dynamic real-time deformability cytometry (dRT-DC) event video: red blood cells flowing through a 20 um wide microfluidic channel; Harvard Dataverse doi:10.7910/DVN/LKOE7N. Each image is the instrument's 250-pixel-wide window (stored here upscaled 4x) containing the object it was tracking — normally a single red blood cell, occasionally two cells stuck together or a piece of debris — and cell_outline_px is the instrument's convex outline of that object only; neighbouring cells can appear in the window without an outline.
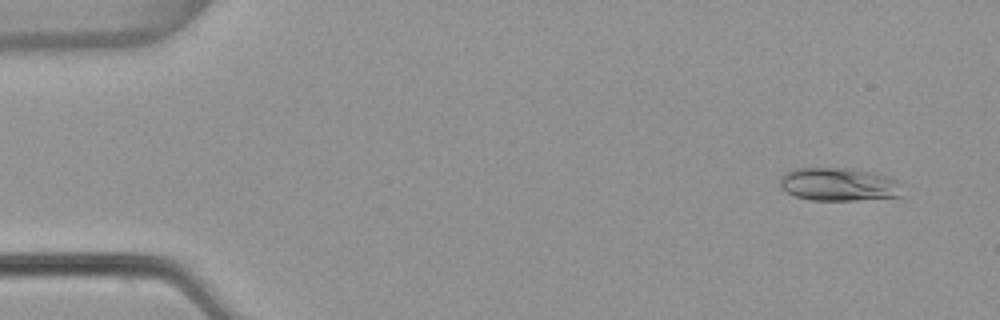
{"species": "common noctule bat (a hibernating species)", "species_latin": "Nyctalus noctula", "temperature_condition": "warm", "stored_images_in_passage": 53, "camera_frame_rate_fps": 3000, "um_per_image_px": 0.085, "animal": {"sex": "female", "body_mass_g": 22.7, "forearm_length_mm": 54.2}, "frame": {"image": 1, "passage_image": 4, "time_ms": 1.0, "image_size_px": [1000, 320], "cell_outline_px": [[900, 196], [856, 200], [812, 200], [796, 196], [780, 188], [780, 176], [784, 172], [792, 168], [852, 168], [892, 176], [900, 180]], "centroid_in_image_um": [71.29, 15.65], "position_along_channel_um": 13.7, "area_um2": 23.93}}
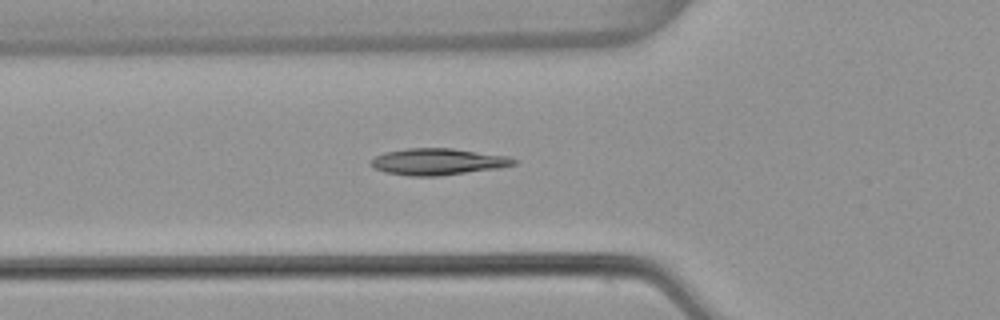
{"frame": {"image": 2, "passage_image": 19, "time_ms": 6.0, "image_size_px": [1000, 320], "cell_outline_px": [[520, 160], [516, 164], [500, 168], [440, 176], [408, 176], [384, 172], [372, 168], [368, 164], [376, 156], [384, 152], [408, 148], [452, 148], [508, 156]], "centroid_in_image_um": [37.22, 13.75], "position_along_channel_um": 88.6, "area_um2": 22.43}}
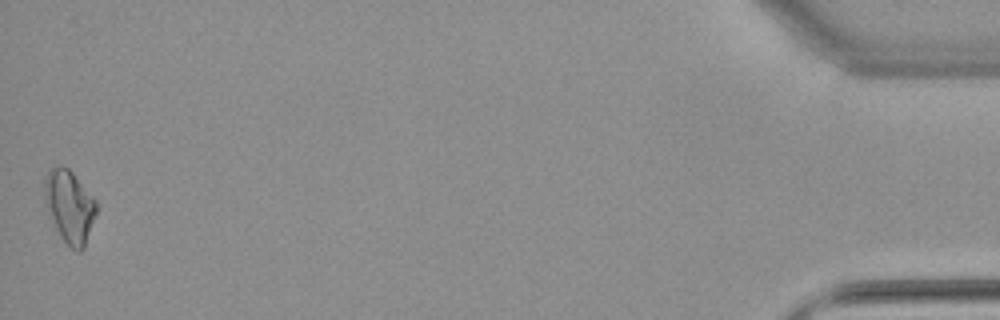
{"frame": {"image": 3, "passage_image": 53, "time_ms": 17.333, "image_size_px": [1000, 320], "cell_outline_px": [[96, 212], [84, 248], [80, 252], [76, 252], [60, 236], [44, 200], [44, 180], [52, 164], [60, 164], [68, 168], [72, 172], [96, 200]], "centroid_in_image_um": [5.9, 17.5], "position_along_channel_um": 429.3, "area_um2": 21.68}, "authors_computed_cell_mechanics": {"area_um2": 20.4612, "velocity_mm_per_s": 3.8488, "shape_relaxation_time_tau1_ms": 10.8637, "shape_relaxation_time_tau2_ms": 5.2472, "deformation_change_tau1": 0.2744, "deformation_change_tau2": 0.1448}}